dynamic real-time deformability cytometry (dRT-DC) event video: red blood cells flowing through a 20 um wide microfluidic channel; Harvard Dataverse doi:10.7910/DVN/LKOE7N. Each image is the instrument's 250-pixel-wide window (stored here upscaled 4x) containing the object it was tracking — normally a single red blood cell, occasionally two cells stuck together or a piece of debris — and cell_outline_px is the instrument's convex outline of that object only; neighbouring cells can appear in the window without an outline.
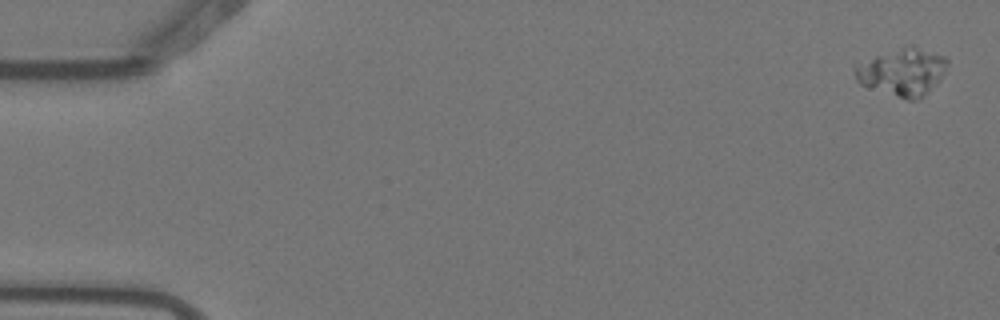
{"species": "Egyptian fruit bat (a non-hibernating species)", "species_latin": "Rousettus aegyptiacus", "temperature_condition": "warm", "stored_images_in_passage": 5, "camera_frame_rate_fps": 3000, "um_per_image_px": 0.085, "animal": {"sex": "female"}, "frame": {"image": 1, "passage_image": 1, "time_ms": 0.0, "image_size_px": [1000, 320], "cell_outline_px": [[948, 64], [944, 72], [936, 84], [924, 96], [916, 100], [908, 100], [860, 84], [856, 80], [856, 68], [876, 56], [908, 44], [912, 44], [944, 56], [948, 60]], "centroid_in_image_um": [76.79, 6.11], "position_along_channel_um": 8.2, "area_um2": 24.97}}